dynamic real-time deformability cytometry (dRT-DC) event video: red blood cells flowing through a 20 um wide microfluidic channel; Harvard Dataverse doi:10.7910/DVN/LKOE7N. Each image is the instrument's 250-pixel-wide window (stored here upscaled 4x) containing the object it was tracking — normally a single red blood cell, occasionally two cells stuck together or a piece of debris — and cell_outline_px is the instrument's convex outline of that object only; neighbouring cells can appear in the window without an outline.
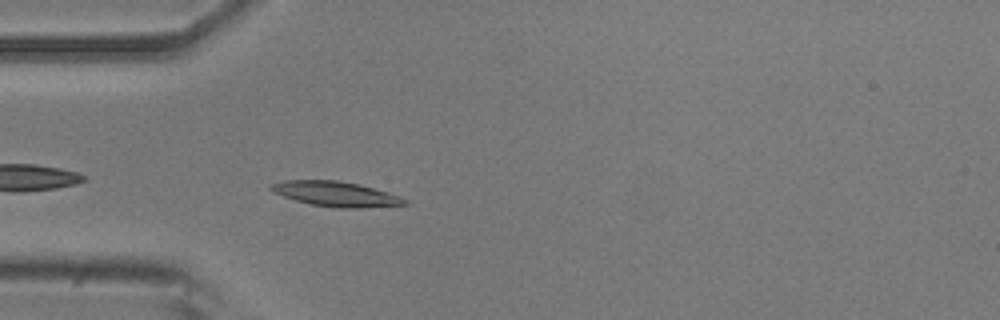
{"species": "common noctule bat (a hibernating species)", "species_latin": "Nyctalus noctula", "temperature_condition": "room temperature", "stored_images_in_passage": 40, "camera_frame_rate_fps": 3000, "um_per_image_px": 0.085, "animal": {"sex": "male", "body_mass_g": 20.5, "forearm_length_mm": 52.5}, "frame": {"image": 1, "passage_image": 3, "time_ms": 0.667, "image_size_px": [1000, 320], "cell_outline_px": [[412, 204], [364, 208], [332, 208], [312, 204], [296, 200], [272, 192], [268, 188], [268, 184], [284, 180], [336, 180], [360, 184], [388, 192], [400, 196], [408, 200]], "centroid_in_image_um": [28.57, 16.49], "position_along_channel_um": 56.4, "area_um2": 19.77}}
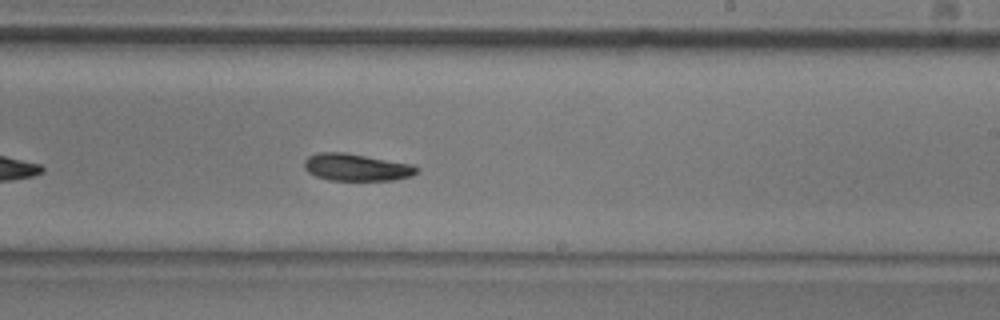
{"frame": {"image": 2, "passage_image": 19, "time_ms": 6.0, "image_size_px": [1000, 320], "cell_outline_px": [[420, 172], [412, 176], [392, 180], [328, 180], [316, 176], [308, 172], [304, 168], [304, 160], [308, 156], [320, 152], [344, 152], [412, 164], [420, 168]], "centroid_in_image_um": [30.31, 14.22], "position_along_channel_um": 258.7, "area_um2": 17.92}}
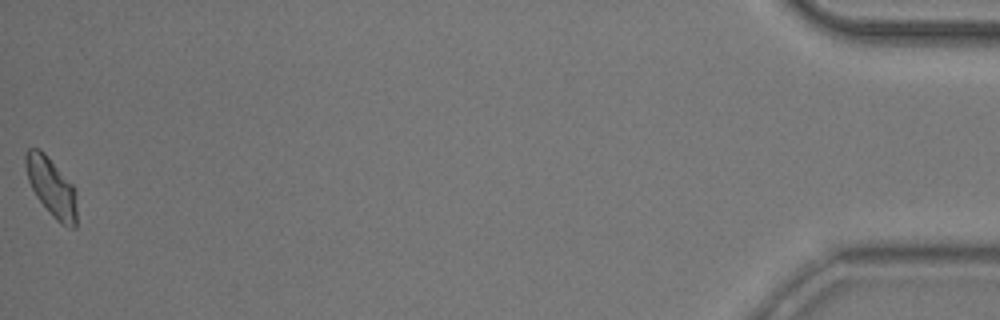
{"frame": {"image": 3, "passage_image": 40, "time_ms": 13.0, "image_size_px": [1000, 320], "cell_outline_px": [[76, 228], [72, 228], [60, 224], [52, 216], [36, 196], [28, 180], [24, 164], [24, 156], [28, 148], [40, 148], [44, 152], [72, 184], [76, 192]], "centroid_in_image_um": [4.36, 15.9], "position_along_channel_um": 430.8, "area_um2": 17.57}, "authors_computed_cell_mechanics": {"area_um2": 17.918, "velocity_mm_per_s": 3.8674, "shape_relaxation_time_tau1_ms": 2.2006, "shape_relaxation_time_tau2_ms": null, "deformation_change_tau1": 0.1131, "deformation_change_tau2": null}}